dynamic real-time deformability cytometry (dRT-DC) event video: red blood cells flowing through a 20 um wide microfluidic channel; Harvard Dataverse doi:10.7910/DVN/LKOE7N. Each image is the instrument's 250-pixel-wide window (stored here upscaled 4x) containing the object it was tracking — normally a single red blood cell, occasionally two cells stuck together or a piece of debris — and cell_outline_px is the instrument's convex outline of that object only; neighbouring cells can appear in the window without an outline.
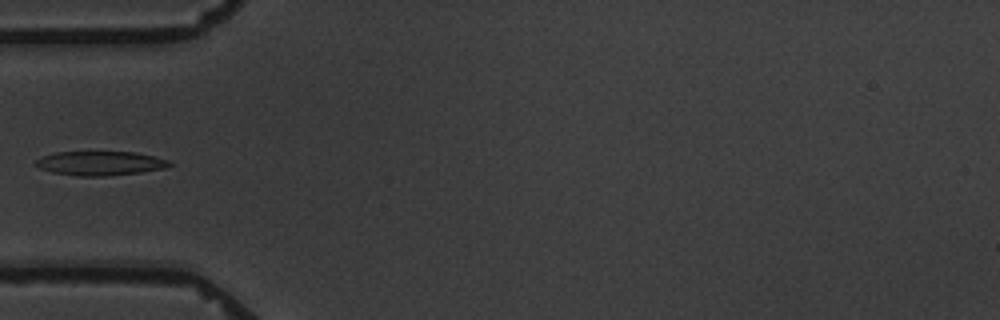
{"species": "common noctule bat (a hibernating species)", "species_latin": "Nyctalus noctula", "temperature_condition": "warm", "stored_images_in_passage": 4, "camera_frame_rate_fps": 3000, "um_per_image_px": 0.085, "animal": {"sex": "male", "body_mass_g": 19.5, "forearm_length_mm": 54.6}, "frame": {"image": 1, "passage_image": 4, "time_ms": 3.667, "image_size_px": [1000, 320], "cell_outline_px": [[172, 164], [164, 168], [140, 172], [104, 176], [80, 176], [52, 172], [40, 168], [36, 164], [36, 160], [44, 156], [56, 152], [136, 152], [168, 160]], "centroid_in_image_um": [8.52, 13.87], "position_along_channel_um": 76.5, "area_um2": 18.5}}